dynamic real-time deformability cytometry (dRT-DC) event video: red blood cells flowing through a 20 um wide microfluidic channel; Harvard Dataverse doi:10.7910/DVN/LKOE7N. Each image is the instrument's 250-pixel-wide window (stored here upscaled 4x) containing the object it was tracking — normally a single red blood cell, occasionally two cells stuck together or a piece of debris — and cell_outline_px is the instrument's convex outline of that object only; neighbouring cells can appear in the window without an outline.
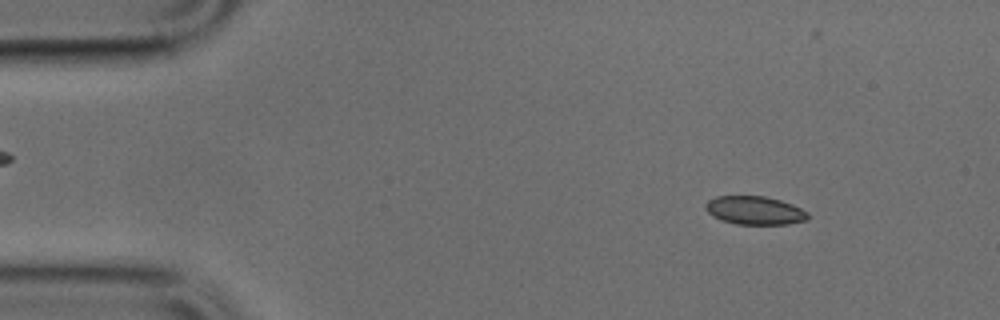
{"species": "common noctule bat (a hibernating species)", "species_latin": "Nyctalus noctula", "temperature_condition": "cold", "stored_images_in_passage": 50, "camera_frame_rate_fps": 3000, "um_per_image_px": 0.085, "animal": {"sex": "male", "body_mass_g": 17.9, "forearm_length_mm": 54.2}, "frame": {"image": 1, "passage_image": 5, "time_ms": 1.333, "image_size_px": [1000, 320], "cell_outline_px": [[808, 220], [788, 224], [736, 224], [720, 220], [712, 216], [704, 208], [704, 204], [708, 200], [716, 196], [764, 196], [780, 200], [792, 204], [808, 212]], "centroid_in_image_um": [64.13, 17.88], "position_along_channel_um": 20.9, "area_um2": 17.05}}
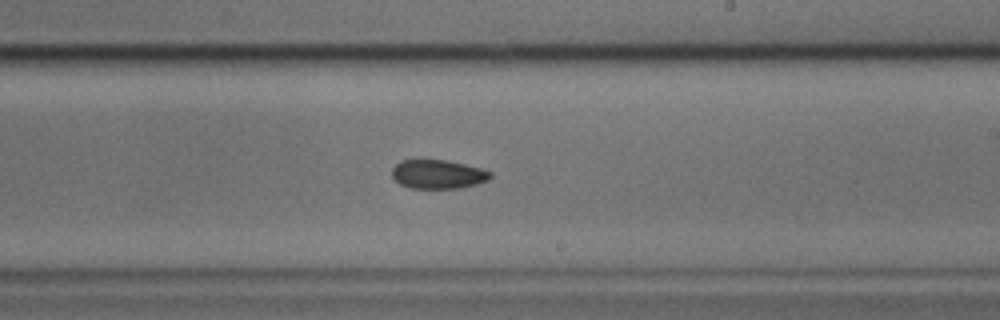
{"frame": {"image": 2, "passage_image": 28, "time_ms": 9.0, "image_size_px": [1000, 320], "cell_outline_px": [[492, 176], [488, 180], [476, 184], [460, 188], [412, 188], [400, 184], [392, 176], [392, 168], [400, 160], [448, 160], [480, 168], [492, 172]], "centroid_in_image_um": [37.23, 14.81], "position_along_channel_um": 251.8, "area_um2": 16.53}}
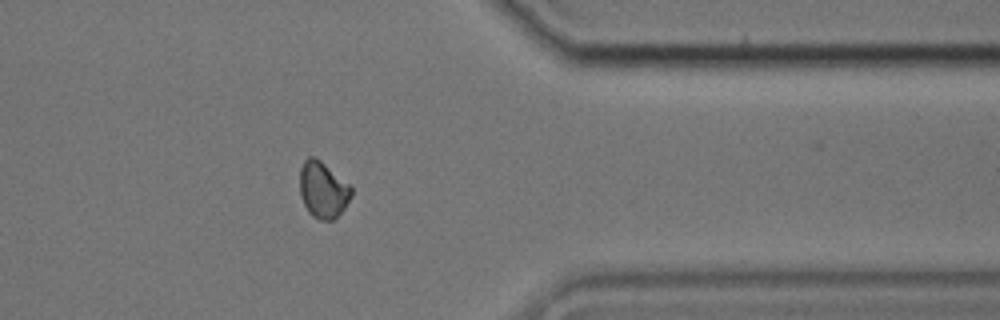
{"frame": {"image": 3, "passage_image": 39, "time_ms": 12.667, "image_size_px": [1000, 320], "cell_outline_px": [[352, 196], [344, 208], [332, 220], [320, 220], [312, 216], [308, 212], [300, 196], [300, 168], [304, 160], [308, 156], [312, 156], [320, 160], [352, 184]], "centroid_in_image_um": [27.46, 16.11], "position_along_channel_um": 383.9, "area_um2": 17.17}}